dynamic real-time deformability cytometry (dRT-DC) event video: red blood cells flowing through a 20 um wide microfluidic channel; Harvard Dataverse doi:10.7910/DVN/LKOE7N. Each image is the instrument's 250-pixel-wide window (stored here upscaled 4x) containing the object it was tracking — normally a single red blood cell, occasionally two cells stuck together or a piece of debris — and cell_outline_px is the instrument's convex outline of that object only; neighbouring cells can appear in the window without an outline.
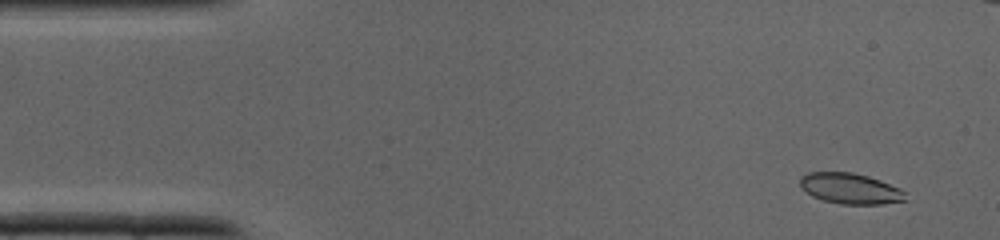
{"species": "common noctule bat (a hibernating species)", "species_latin": "Nyctalus noctula", "temperature_condition": "cold", "stored_images_in_passage": 39, "camera_frame_rate_fps": 3000, "um_per_image_px": 0.085, "animal": {"sex": "male", "body_mass_g": 19.0, "forearm_length_mm": 50.8}, "frame": {"image": 1, "passage_image": 3, "time_ms": 0.667, "image_size_px": [1000, 240], "cell_outline_px": [[908, 200], [884, 204], [840, 204], [824, 200], [812, 196], [800, 188], [800, 176], [808, 172], [852, 172], [868, 176], [880, 180], [900, 188], [908, 192]], "centroid_in_image_um": [72.31, 16.03], "position_along_channel_um": 12.7, "area_um2": 19.19}}
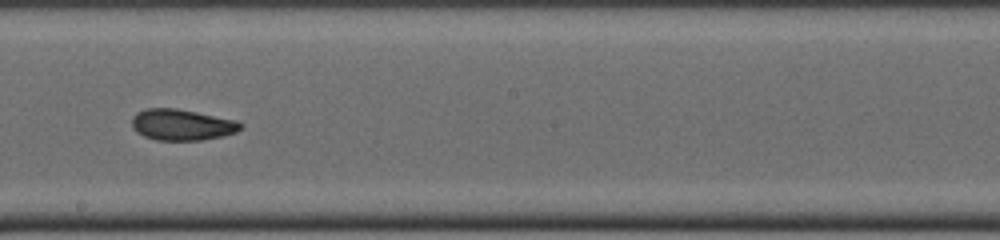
{"frame": {"image": 2, "passage_image": 21, "time_ms": 6.667, "image_size_px": [1000, 240], "cell_outline_px": [[244, 128], [236, 132], [224, 136], [200, 140], [156, 140], [144, 136], [136, 132], [132, 128], [132, 116], [136, 112], [144, 108], [176, 108], [236, 120], [244, 124]], "centroid_in_image_um": [15.46, 10.6], "position_along_channel_um": 232.7, "area_um2": 19.94}}
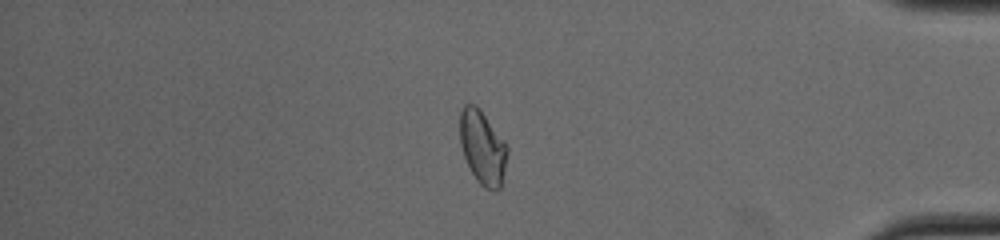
{"frame": {"image": 3, "passage_image": 32, "time_ms": 10.333, "image_size_px": [1000, 240], "cell_outline_px": [[508, 152], [504, 172], [500, 188], [492, 192], [484, 188], [476, 180], [464, 156], [460, 144], [460, 112], [464, 104], [476, 104], [480, 108], [508, 144]], "centroid_in_image_um": [41.03, 12.52], "position_along_channel_um": 394.2, "area_um2": 20.69}}